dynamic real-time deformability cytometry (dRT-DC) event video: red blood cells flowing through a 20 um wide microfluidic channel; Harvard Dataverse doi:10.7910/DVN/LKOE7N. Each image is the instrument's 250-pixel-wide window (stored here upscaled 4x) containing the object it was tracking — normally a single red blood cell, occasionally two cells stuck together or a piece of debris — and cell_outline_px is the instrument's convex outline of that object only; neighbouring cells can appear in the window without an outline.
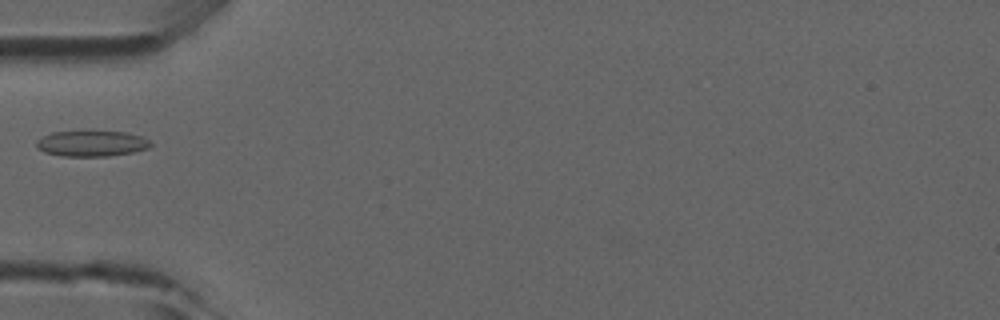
{"species": "common noctule bat (a hibernating species)", "species_latin": "Nyctalus noctula", "temperature_condition": "room temperature", "stored_images_in_passage": 22, "camera_frame_rate_fps": 3000, "um_per_image_px": 0.085, "animal": {"sex": "male", "forearm_length_mm": 52.5}, "frame": {"image": 1, "passage_image": 1, "time_ms": 0.0, "image_size_px": [1000, 320], "cell_outline_px": [[152, 144], [148, 148], [132, 152], [108, 156], [64, 156], [44, 152], [36, 148], [36, 140], [52, 132], [124, 132], [140, 136], [148, 140]], "centroid_in_image_um": [7.75, 12.21], "position_along_channel_um": 77.2, "area_um2": 16.82}}